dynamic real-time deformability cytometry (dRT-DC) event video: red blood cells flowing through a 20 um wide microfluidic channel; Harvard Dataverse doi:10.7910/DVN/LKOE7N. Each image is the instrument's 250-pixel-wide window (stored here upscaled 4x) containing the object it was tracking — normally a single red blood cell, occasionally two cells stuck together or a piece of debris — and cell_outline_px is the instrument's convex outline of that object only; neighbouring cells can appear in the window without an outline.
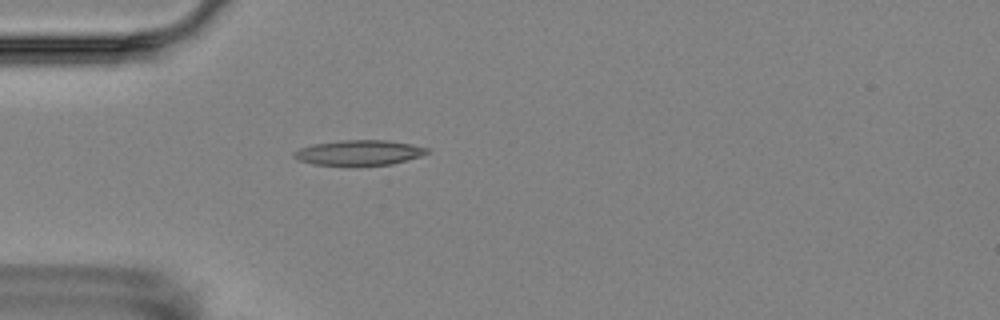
{"species": "Egyptian fruit bat (a non-hibernating species)", "species_latin": "Rousettus aegyptiacus", "temperature_condition": "room temperature", "stored_images_in_passage": 1, "camera_frame_rate_fps": 3000, "um_per_image_px": 0.085, "animal": {"sex": "female"}, "frame": {"image": 1, "passage_image": 1, "time_ms": 0.0, "image_size_px": [1000, 320], "cell_outline_px": [[432, 152], [420, 156], [392, 164], [356, 168], [352, 168], [312, 164], [296, 160], [292, 156], [292, 152], [300, 148], [312, 144], [340, 140], [388, 140], [412, 144], [428, 148]], "centroid_in_image_um": [30.47, 13.02], "position_along_channel_um": 54.5, "area_um2": 20.58}}